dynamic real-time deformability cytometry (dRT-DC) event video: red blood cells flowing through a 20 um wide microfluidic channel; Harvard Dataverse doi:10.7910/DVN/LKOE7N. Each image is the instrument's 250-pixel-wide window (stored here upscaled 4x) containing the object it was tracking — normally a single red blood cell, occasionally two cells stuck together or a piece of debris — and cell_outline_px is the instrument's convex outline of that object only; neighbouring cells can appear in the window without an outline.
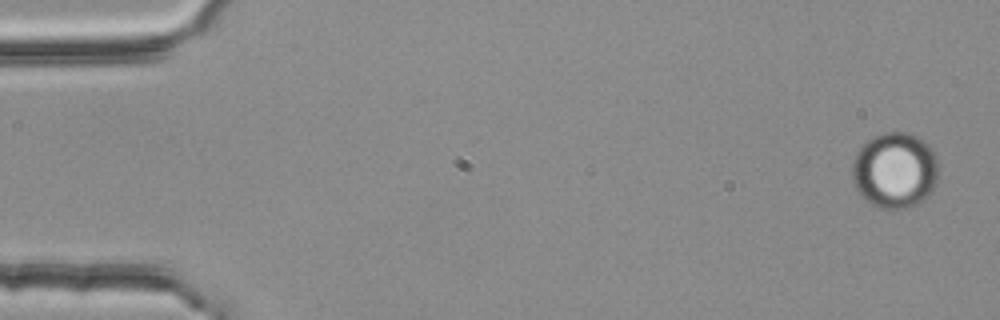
{"species": "common noctule bat (a hibernating species)", "species_latin": "Nyctalus noctula", "temperature_condition": "room temperature", "stored_images_in_passage": 4, "camera_frame_rate_fps": 3000, "um_per_image_px": 0.085, "animal": {"sex": "female", "body_mass_g": 25.1}, "frame": {"image": 1, "passage_image": 1, "time_ms": 0.0, "image_size_px": [1000, 320], "cell_outline_px": [[936, 184], [932, 192], [924, 200], [916, 204], [904, 208], [880, 208], [872, 204], [856, 188], [852, 176], [852, 164], [856, 152], [868, 140], [876, 136], [888, 132], [908, 132], [924, 140], [932, 148], [936, 156]], "centroid_in_image_um": [76.08, 14.46], "position_along_channel_um": 8.9, "area_um2": 37.86}}
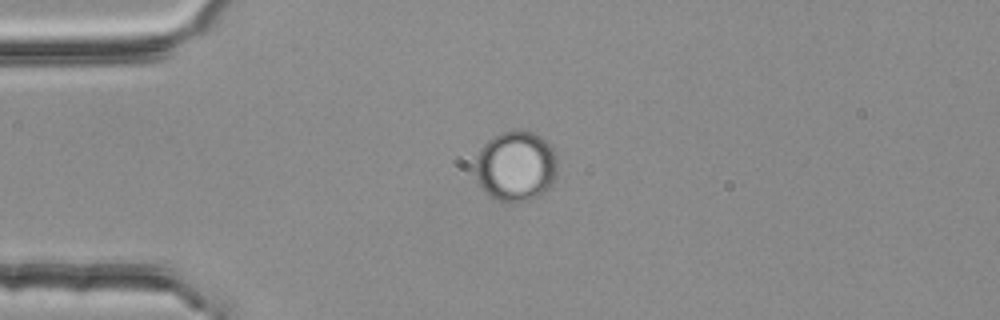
{"frame": {"image": 2, "passage_image": 4, "time_ms": 1.0, "image_size_px": [1000, 320], "cell_outline_px": [[556, 176], [552, 188], [532, 200], [500, 200], [492, 196], [476, 180], [476, 160], [484, 144], [488, 140], [500, 132], [516, 128], [520, 128], [532, 132], [540, 136], [552, 148], [556, 156]], "centroid_in_image_um": [43.89, 14.08], "position_along_channel_um": 41.1, "area_um2": 33.58}}